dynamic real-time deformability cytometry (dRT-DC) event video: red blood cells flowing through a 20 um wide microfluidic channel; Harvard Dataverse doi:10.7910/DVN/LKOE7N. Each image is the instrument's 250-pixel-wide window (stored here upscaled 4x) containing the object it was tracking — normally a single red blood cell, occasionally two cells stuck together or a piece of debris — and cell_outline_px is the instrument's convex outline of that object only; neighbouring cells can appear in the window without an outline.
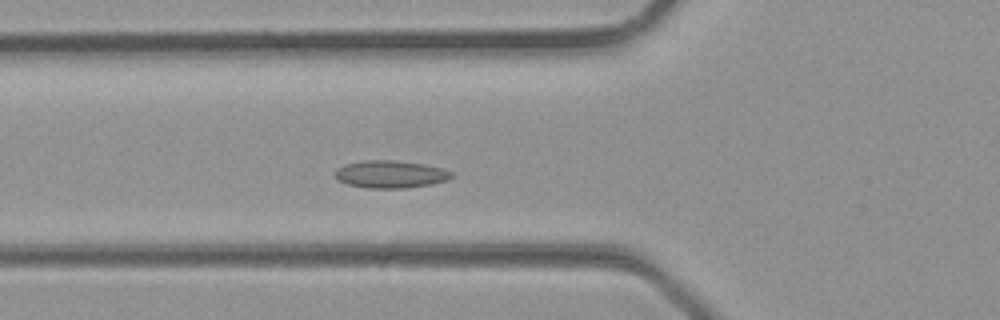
{"species": "common noctule bat (a hibernating species)", "species_latin": "Nyctalus noctula", "temperature_condition": "room temperature", "stored_images_in_passage": 33, "camera_frame_rate_fps": 3000, "um_per_image_px": 0.085, "animal": {"sex": "male", "body_mass_g": 23.1, "forearm_length_mm": 52.7}, "frame": {"image": 1, "passage_image": 10, "time_ms": 3.0, "image_size_px": [1000, 320], "cell_outline_px": [[452, 176], [448, 180], [432, 184], [404, 188], [368, 188], [348, 184], [336, 180], [336, 168], [344, 164], [364, 160], [392, 160], [424, 164], [440, 168], [452, 172]], "centroid_in_image_um": [33.16, 14.81], "position_along_channel_um": 92.6, "area_um2": 18.61}}
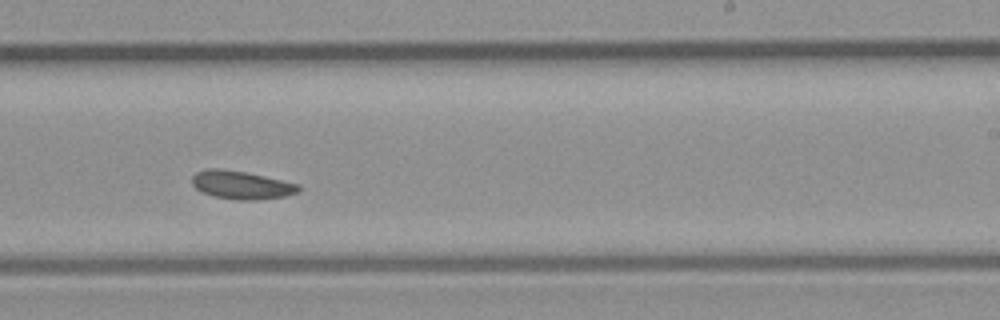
{"frame": {"image": 2, "passage_image": 19, "time_ms": 6.0, "image_size_px": [1000, 320], "cell_outline_px": [[300, 192], [284, 196], [256, 200], [236, 200], [212, 196], [200, 192], [192, 184], [192, 176], [196, 172], [208, 168], [220, 168], [248, 172], [300, 184]], "centroid_in_image_um": [20.51, 15.72], "position_along_channel_um": 268.5, "area_um2": 17.8}}
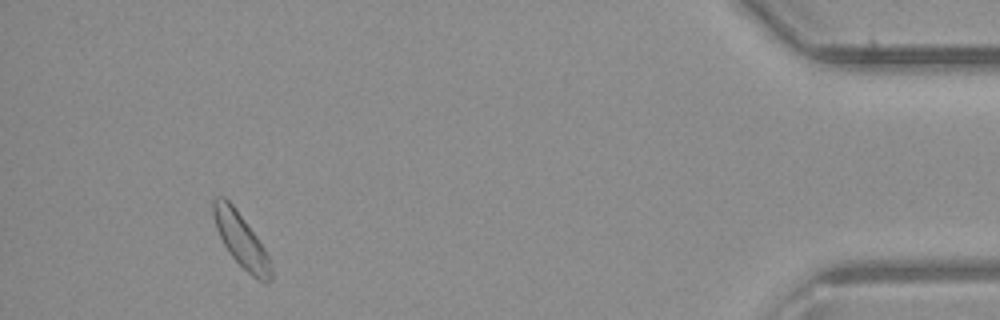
{"frame": {"image": 3, "passage_image": 30, "time_ms": 9.667, "image_size_px": [1000, 320], "cell_outline_px": [[272, 280], [264, 284], [252, 276], [232, 256], [224, 244], [216, 228], [212, 212], [212, 200], [216, 196], [224, 196], [232, 204], [256, 236], [264, 248], [272, 264]], "centroid_in_image_um": [20.5, 20.42], "position_along_channel_um": 414.7, "area_um2": 17.92}}